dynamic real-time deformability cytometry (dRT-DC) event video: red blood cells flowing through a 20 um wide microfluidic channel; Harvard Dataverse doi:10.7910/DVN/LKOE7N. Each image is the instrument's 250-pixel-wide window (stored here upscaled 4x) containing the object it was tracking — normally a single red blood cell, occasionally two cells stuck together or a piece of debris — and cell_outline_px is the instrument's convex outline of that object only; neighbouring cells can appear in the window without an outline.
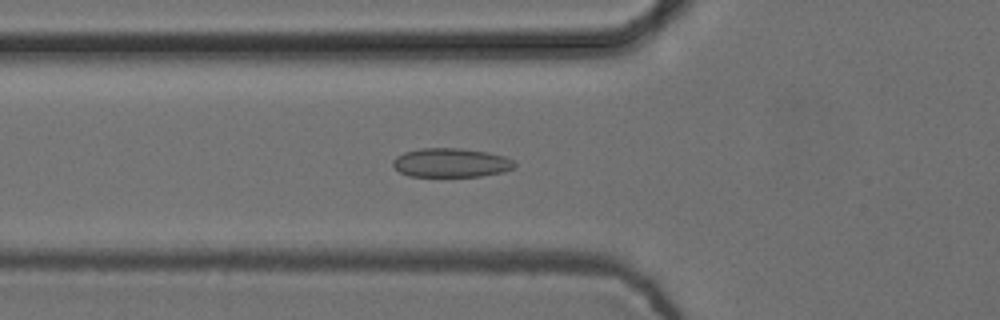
{"species": "common noctule bat (a hibernating species)", "species_latin": "Nyctalus noctula", "temperature_condition": "cold", "stored_images_in_passage": 55, "camera_frame_rate_fps": 3000, "um_per_image_px": 0.085, "animal": {"sex": "female", "body_mass_g": 24.6, "forearm_length_mm": 56.2}, "frame": {"image": 1, "passage_image": 20, "time_ms": 6.333, "image_size_px": [1000, 320], "cell_outline_px": [[516, 168], [504, 172], [480, 176], [408, 176], [400, 172], [392, 164], [392, 160], [396, 156], [404, 152], [420, 148], [460, 148], [488, 152], [504, 156], [512, 160], [516, 164]], "centroid_in_image_um": [38.34, 13.83], "position_along_channel_um": 87.5, "area_um2": 20.69}}
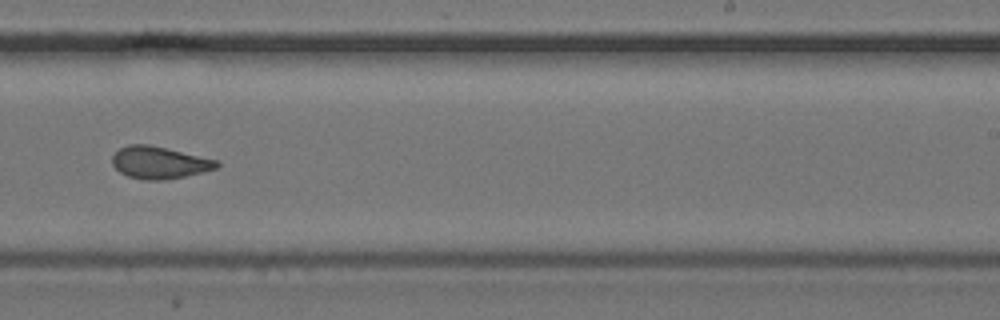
{"frame": {"image": 2, "passage_image": 35, "time_ms": 11.333, "image_size_px": [1000, 320], "cell_outline_px": [[220, 164], [216, 168], [184, 176], [164, 180], [144, 180], [128, 176], [120, 172], [112, 164], [112, 156], [120, 148], [128, 144], [148, 144], [220, 160]], "centroid_in_image_um": [13.54, 13.81], "position_along_channel_um": 275.5, "area_um2": 19.54}}
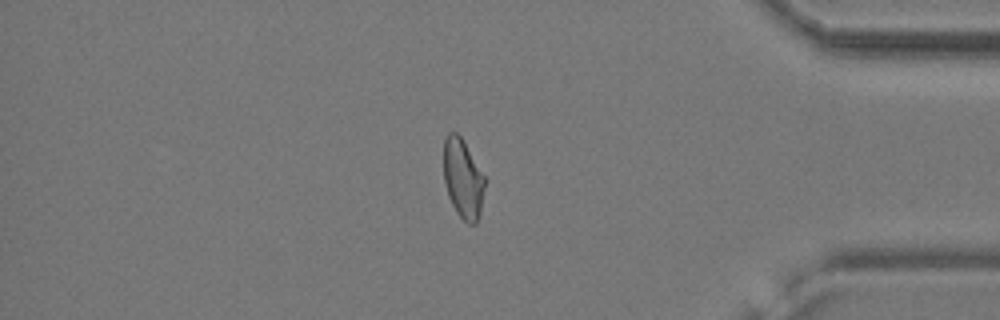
{"frame": {"image": 3, "passage_image": 47, "time_ms": 15.333, "image_size_px": [1000, 320], "cell_outline_px": [[484, 188], [480, 216], [476, 224], [468, 224], [456, 212], [448, 196], [444, 180], [444, 136], [448, 132], [456, 132], [460, 136], [484, 176]], "centroid_in_image_um": [39.33, 15.21], "position_along_channel_um": 395.9, "area_um2": 18.84}, "authors_computed_cell_mechanics": {"area_um2": 19.9988, "velocity_mm_per_s": 3.7596, "shape_relaxation_time_tau1_ms": null, "shape_relaxation_time_tau2_ms": 1.9679, "deformation_change_tau1": null, "deformation_change_tau2": 0.0858}}